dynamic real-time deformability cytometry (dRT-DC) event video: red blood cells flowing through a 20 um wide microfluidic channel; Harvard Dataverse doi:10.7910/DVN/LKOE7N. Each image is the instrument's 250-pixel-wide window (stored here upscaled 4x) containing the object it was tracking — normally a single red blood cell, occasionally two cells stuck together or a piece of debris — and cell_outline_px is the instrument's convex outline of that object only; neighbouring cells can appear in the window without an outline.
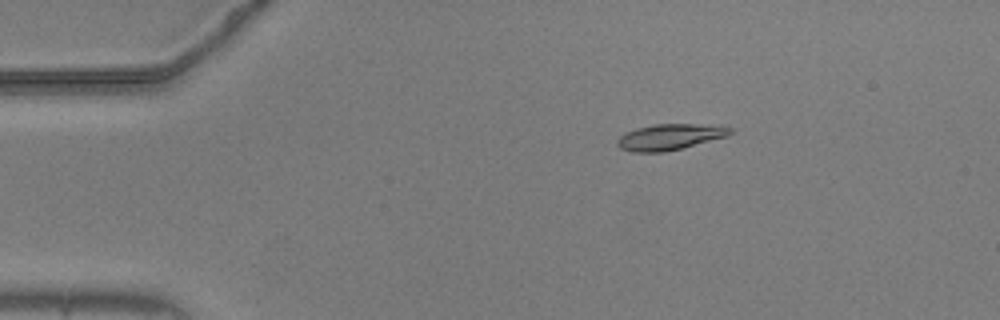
{"species": "common noctule bat (a hibernating species)", "species_latin": "Nyctalus noctula", "temperature_condition": "warm", "stored_images_in_passage": 48, "camera_frame_rate_fps": 3000, "um_per_image_px": 0.085, "animal": {"sex": "male", "body_mass_g": 20.5, "forearm_length_mm": 52.5}, "frame": {"image": 1, "passage_image": 2, "time_ms": 0.333, "image_size_px": [1000, 320], "cell_outline_px": [[732, 132], [728, 136], [664, 152], [632, 152], [620, 148], [616, 144], [616, 140], [624, 132], [636, 128], [656, 124], [696, 124], [732, 128]], "centroid_in_image_um": [56.86, 11.64], "position_along_channel_um": 28.1, "area_um2": 16.88}}
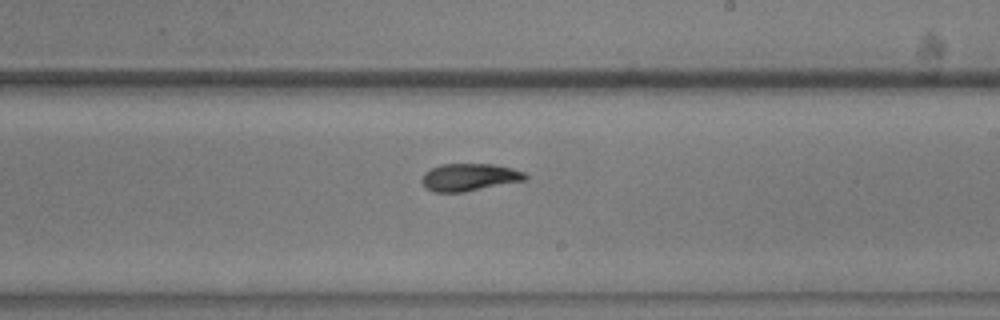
{"frame": {"image": 2, "passage_image": 25, "time_ms": 8.0, "image_size_px": [1000, 320], "cell_outline_px": [[528, 180], [464, 192], [432, 192], [424, 188], [420, 180], [424, 172], [440, 164], [492, 164], [512, 168], [524, 172], [528, 176]], "centroid_in_image_um": [39.88, 15.07], "position_along_channel_um": 249.1, "area_um2": 16.82}}
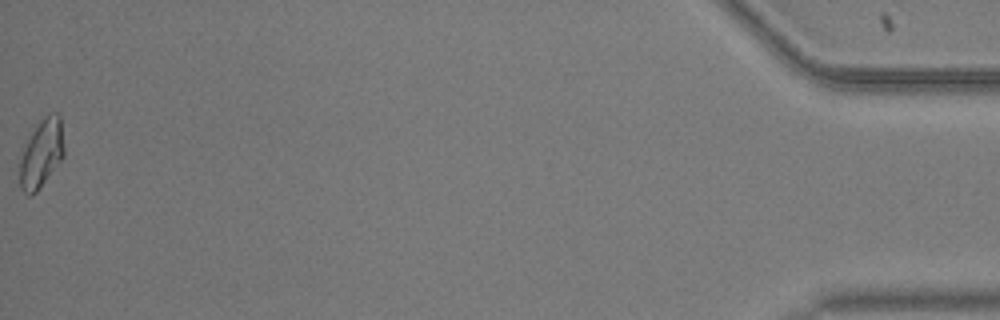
{"frame": {"image": 3, "passage_image": 48, "time_ms": 15.667, "image_size_px": [1000, 320], "cell_outline_px": [[64, 156], [36, 192], [28, 196], [20, 188], [20, 160], [24, 148], [32, 132], [40, 120], [48, 112], [60, 112], [64, 148]], "centroid_in_image_um": [3.55, 13.0], "position_along_channel_um": 431.7, "area_um2": 17.51}, "authors_computed_cell_mechanics": {"area_um2": 16.7331, "velocity_mm_per_s": 3.6701, "shape_relaxation_time_tau1_ms": 4.1976, "shape_relaxation_time_tau2_ms": 3.3409, "deformation_change_tau1": 0.1488, "deformation_change_tau2": 0.08}}